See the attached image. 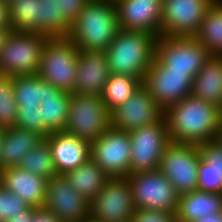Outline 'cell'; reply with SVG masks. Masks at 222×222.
I'll return each mask as SVG.
<instances>
[{
    "label": "cell",
    "instance_id": "36",
    "mask_svg": "<svg viewBox=\"0 0 222 222\" xmlns=\"http://www.w3.org/2000/svg\"><path fill=\"white\" fill-rule=\"evenodd\" d=\"M198 147L201 157L212 165L218 177L222 179V145L214 140L199 144Z\"/></svg>",
    "mask_w": 222,
    "mask_h": 222
},
{
    "label": "cell",
    "instance_id": "24",
    "mask_svg": "<svg viewBox=\"0 0 222 222\" xmlns=\"http://www.w3.org/2000/svg\"><path fill=\"white\" fill-rule=\"evenodd\" d=\"M70 93L57 89L45 81V96L39 110L45 127L52 132L64 131L68 119Z\"/></svg>",
    "mask_w": 222,
    "mask_h": 222
},
{
    "label": "cell",
    "instance_id": "16",
    "mask_svg": "<svg viewBox=\"0 0 222 222\" xmlns=\"http://www.w3.org/2000/svg\"><path fill=\"white\" fill-rule=\"evenodd\" d=\"M43 207L51 210L62 222H83L90 216V202L74 189L64 175L48 180Z\"/></svg>",
    "mask_w": 222,
    "mask_h": 222
},
{
    "label": "cell",
    "instance_id": "22",
    "mask_svg": "<svg viewBox=\"0 0 222 222\" xmlns=\"http://www.w3.org/2000/svg\"><path fill=\"white\" fill-rule=\"evenodd\" d=\"M191 95L222 105V56H210L193 79Z\"/></svg>",
    "mask_w": 222,
    "mask_h": 222
},
{
    "label": "cell",
    "instance_id": "39",
    "mask_svg": "<svg viewBox=\"0 0 222 222\" xmlns=\"http://www.w3.org/2000/svg\"><path fill=\"white\" fill-rule=\"evenodd\" d=\"M32 222H61L60 219L48 208L33 207Z\"/></svg>",
    "mask_w": 222,
    "mask_h": 222
},
{
    "label": "cell",
    "instance_id": "38",
    "mask_svg": "<svg viewBox=\"0 0 222 222\" xmlns=\"http://www.w3.org/2000/svg\"><path fill=\"white\" fill-rule=\"evenodd\" d=\"M89 0H58L59 12L72 24L80 15Z\"/></svg>",
    "mask_w": 222,
    "mask_h": 222
},
{
    "label": "cell",
    "instance_id": "48",
    "mask_svg": "<svg viewBox=\"0 0 222 222\" xmlns=\"http://www.w3.org/2000/svg\"><path fill=\"white\" fill-rule=\"evenodd\" d=\"M83 222H96V221L92 220V219L89 217V218H87L86 220H84Z\"/></svg>",
    "mask_w": 222,
    "mask_h": 222
},
{
    "label": "cell",
    "instance_id": "6",
    "mask_svg": "<svg viewBox=\"0 0 222 222\" xmlns=\"http://www.w3.org/2000/svg\"><path fill=\"white\" fill-rule=\"evenodd\" d=\"M111 126V115L101 95L70 93L64 132L93 142Z\"/></svg>",
    "mask_w": 222,
    "mask_h": 222
},
{
    "label": "cell",
    "instance_id": "27",
    "mask_svg": "<svg viewBox=\"0 0 222 222\" xmlns=\"http://www.w3.org/2000/svg\"><path fill=\"white\" fill-rule=\"evenodd\" d=\"M71 24L59 12L58 0H38V33L49 38L67 37Z\"/></svg>",
    "mask_w": 222,
    "mask_h": 222
},
{
    "label": "cell",
    "instance_id": "23",
    "mask_svg": "<svg viewBox=\"0 0 222 222\" xmlns=\"http://www.w3.org/2000/svg\"><path fill=\"white\" fill-rule=\"evenodd\" d=\"M222 212V193L195 190L179 195L177 222H193L203 216Z\"/></svg>",
    "mask_w": 222,
    "mask_h": 222
},
{
    "label": "cell",
    "instance_id": "45",
    "mask_svg": "<svg viewBox=\"0 0 222 222\" xmlns=\"http://www.w3.org/2000/svg\"><path fill=\"white\" fill-rule=\"evenodd\" d=\"M217 141L222 145V127H221V129L219 131V135L217 137Z\"/></svg>",
    "mask_w": 222,
    "mask_h": 222
},
{
    "label": "cell",
    "instance_id": "41",
    "mask_svg": "<svg viewBox=\"0 0 222 222\" xmlns=\"http://www.w3.org/2000/svg\"><path fill=\"white\" fill-rule=\"evenodd\" d=\"M32 206L23 211V214H17L11 217L7 222H32Z\"/></svg>",
    "mask_w": 222,
    "mask_h": 222
},
{
    "label": "cell",
    "instance_id": "15",
    "mask_svg": "<svg viewBox=\"0 0 222 222\" xmlns=\"http://www.w3.org/2000/svg\"><path fill=\"white\" fill-rule=\"evenodd\" d=\"M110 115L112 127L130 132L159 122L164 117V110L141 85L126 102L113 109Z\"/></svg>",
    "mask_w": 222,
    "mask_h": 222
},
{
    "label": "cell",
    "instance_id": "3",
    "mask_svg": "<svg viewBox=\"0 0 222 222\" xmlns=\"http://www.w3.org/2000/svg\"><path fill=\"white\" fill-rule=\"evenodd\" d=\"M157 37L144 31L120 29L105 50L110 73L143 81L156 54Z\"/></svg>",
    "mask_w": 222,
    "mask_h": 222
},
{
    "label": "cell",
    "instance_id": "33",
    "mask_svg": "<svg viewBox=\"0 0 222 222\" xmlns=\"http://www.w3.org/2000/svg\"><path fill=\"white\" fill-rule=\"evenodd\" d=\"M15 127L37 132L44 138L51 133L44 125L39 107H17Z\"/></svg>",
    "mask_w": 222,
    "mask_h": 222
},
{
    "label": "cell",
    "instance_id": "47",
    "mask_svg": "<svg viewBox=\"0 0 222 222\" xmlns=\"http://www.w3.org/2000/svg\"><path fill=\"white\" fill-rule=\"evenodd\" d=\"M215 2L222 8V0H216Z\"/></svg>",
    "mask_w": 222,
    "mask_h": 222
},
{
    "label": "cell",
    "instance_id": "10",
    "mask_svg": "<svg viewBox=\"0 0 222 222\" xmlns=\"http://www.w3.org/2000/svg\"><path fill=\"white\" fill-rule=\"evenodd\" d=\"M90 158L109 178H127L130 174L131 159L129 133L110 126L91 142Z\"/></svg>",
    "mask_w": 222,
    "mask_h": 222
},
{
    "label": "cell",
    "instance_id": "11",
    "mask_svg": "<svg viewBox=\"0 0 222 222\" xmlns=\"http://www.w3.org/2000/svg\"><path fill=\"white\" fill-rule=\"evenodd\" d=\"M155 56L171 71L189 72L194 78L211 55L195 37L160 35Z\"/></svg>",
    "mask_w": 222,
    "mask_h": 222
},
{
    "label": "cell",
    "instance_id": "1",
    "mask_svg": "<svg viewBox=\"0 0 222 222\" xmlns=\"http://www.w3.org/2000/svg\"><path fill=\"white\" fill-rule=\"evenodd\" d=\"M170 140L204 144L217 140L221 129L220 107L188 95L164 111Z\"/></svg>",
    "mask_w": 222,
    "mask_h": 222
},
{
    "label": "cell",
    "instance_id": "2",
    "mask_svg": "<svg viewBox=\"0 0 222 222\" xmlns=\"http://www.w3.org/2000/svg\"><path fill=\"white\" fill-rule=\"evenodd\" d=\"M120 30L114 0H89L67 36L85 51H105Z\"/></svg>",
    "mask_w": 222,
    "mask_h": 222
},
{
    "label": "cell",
    "instance_id": "12",
    "mask_svg": "<svg viewBox=\"0 0 222 222\" xmlns=\"http://www.w3.org/2000/svg\"><path fill=\"white\" fill-rule=\"evenodd\" d=\"M193 79L189 72L171 71L155 56L142 85L165 111L191 95Z\"/></svg>",
    "mask_w": 222,
    "mask_h": 222
},
{
    "label": "cell",
    "instance_id": "43",
    "mask_svg": "<svg viewBox=\"0 0 222 222\" xmlns=\"http://www.w3.org/2000/svg\"><path fill=\"white\" fill-rule=\"evenodd\" d=\"M12 28H0V51L6 42L7 36L11 32Z\"/></svg>",
    "mask_w": 222,
    "mask_h": 222
},
{
    "label": "cell",
    "instance_id": "50",
    "mask_svg": "<svg viewBox=\"0 0 222 222\" xmlns=\"http://www.w3.org/2000/svg\"><path fill=\"white\" fill-rule=\"evenodd\" d=\"M8 3H11L12 1H14V0H6Z\"/></svg>",
    "mask_w": 222,
    "mask_h": 222
},
{
    "label": "cell",
    "instance_id": "18",
    "mask_svg": "<svg viewBox=\"0 0 222 222\" xmlns=\"http://www.w3.org/2000/svg\"><path fill=\"white\" fill-rule=\"evenodd\" d=\"M76 76L73 93L101 95L110 76L105 51L79 49Z\"/></svg>",
    "mask_w": 222,
    "mask_h": 222
},
{
    "label": "cell",
    "instance_id": "25",
    "mask_svg": "<svg viewBox=\"0 0 222 222\" xmlns=\"http://www.w3.org/2000/svg\"><path fill=\"white\" fill-rule=\"evenodd\" d=\"M64 177L89 202L109 180V176L91 158L76 169L66 172Z\"/></svg>",
    "mask_w": 222,
    "mask_h": 222
},
{
    "label": "cell",
    "instance_id": "26",
    "mask_svg": "<svg viewBox=\"0 0 222 222\" xmlns=\"http://www.w3.org/2000/svg\"><path fill=\"white\" fill-rule=\"evenodd\" d=\"M211 56H222V8L214 2L194 36Z\"/></svg>",
    "mask_w": 222,
    "mask_h": 222
},
{
    "label": "cell",
    "instance_id": "5",
    "mask_svg": "<svg viewBox=\"0 0 222 222\" xmlns=\"http://www.w3.org/2000/svg\"><path fill=\"white\" fill-rule=\"evenodd\" d=\"M48 38L37 32L11 30L0 51V76L36 74Z\"/></svg>",
    "mask_w": 222,
    "mask_h": 222
},
{
    "label": "cell",
    "instance_id": "34",
    "mask_svg": "<svg viewBox=\"0 0 222 222\" xmlns=\"http://www.w3.org/2000/svg\"><path fill=\"white\" fill-rule=\"evenodd\" d=\"M29 207L23 199L0 185V219L3 222H7L17 214H23V211Z\"/></svg>",
    "mask_w": 222,
    "mask_h": 222
},
{
    "label": "cell",
    "instance_id": "13",
    "mask_svg": "<svg viewBox=\"0 0 222 222\" xmlns=\"http://www.w3.org/2000/svg\"><path fill=\"white\" fill-rule=\"evenodd\" d=\"M135 205L127 178H109L90 202V218L96 222L132 219Z\"/></svg>",
    "mask_w": 222,
    "mask_h": 222
},
{
    "label": "cell",
    "instance_id": "8",
    "mask_svg": "<svg viewBox=\"0 0 222 222\" xmlns=\"http://www.w3.org/2000/svg\"><path fill=\"white\" fill-rule=\"evenodd\" d=\"M198 145L170 142L162 155L159 170L179 195L198 189Z\"/></svg>",
    "mask_w": 222,
    "mask_h": 222
},
{
    "label": "cell",
    "instance_id": "46",
    "mask_svg": "<svg viewBox=\"0 0 222 222\" xmlns=\"http://www.w3.org/2000/svg\"><path fill=\"white\" fill-rule=\"evenodd\" d=\"M220 123H221V126H222V105L220 106Z\"/></svg>",
    "mask_w": 222,
    "mask_h": 222
},
{
    "label": "cell",
    "instance_id": "31",
    "mask_svg": "<svg viewBox=\"0 0 222 222\" xmlns=\"http://www.w3.org/2000/svg\"><path fill=\"white\" fill-rule=\"evenodd\" d=\"M8 11L13 31L38 33V0H14L8 3Z\"/></svg>",
    "mask_w": 222,
    "mask_h": 222
},
{
    "label": "cell",
    "instance_id": "4",
    "mask_svg": "<svg viewBox=\"0 0 222 222\" xmlns=\"http://www.w3.org/2000/svg\"><path fill=\"white\" fill-rule=\"evenodd\" d=\"M79 48L68 37L48 38L37 74L59 90L72 93L76 82Z\"/></svg>",
    "mask_w": 222,
    "mask_h": 222
},
{
    "label": "cell",
    "instance_id": "7",
    "mask_svg": "<svg viewBox=\"0 0 222 222\" xmlns=\"http://www.w3.org/2000/svg\"><path fill=\"white\" fill-rule=\"evenodd\" d=\"M136 209L177 212L179 194L159 169L127 177Z\"/></svg>",
    "mask_w": 222,
    "mask_h": 222
},
{
    "label": "cell",
    "instance_id": "14",
    "mask_svg": "<svg viewBox=\"0 0 222 222\" xmlns=\"http://www.w3.org/2000/svg\"><path fill=\"white\" fill-rule=\"evenodd\" d=\"M216 0H162V35L194 37Z\"/></svg>",
    "mask_w": 222,
    "mask_h": 222
},
{
    "label": "cell",
    "instance_id": "51",
    "mask_svg": "<svg viewBox=\"0 0 222 222\" xmlns=\"http://www.w3.org/2000/svg\"><path fill=\"white\" fill-rule=\"evenodd\" d=\"M0 185H1V169H0Z\"/></svg>",
    "mask_w": 222,
    "mask_h": 222
},
{
    "label": "cell",
    "instance_id": "40",
    "mask_svg": "<svg viewBox=\"0 0 222 222\" xmlns=\"http://www.w3.org/2000/svg\"><path fill=\"white\" fill-rule=\"evenodd\" d=\"M0 28H12L9 20L8 2L0 0Z\"/></svg>",
    "mask_w": 222,
    "mask_h": 222
},
{
    "label": "cell",
    "instance_id": "20",
    "mask_svg": "<svg viewBox=\"0 0 222 222\" xmlns=\"http://www.w3.org/2000/svg\"><path fill=\"white\" fill-rule=\"evenodd\" d=\"M48 179L19 166L1 170V185L29 206L43 207Z\"/></svg>",
    "mask_w": 222,
    "mask_h": 222
},
{
    "label": "cell",
    "instance_id": "35",
    "mask_svg": "<svg viewBox=\"0 0 222 222\" xmlns=\"http://www.w3.org/2000/svg\"><path fill=\"white\" fill-rule=\"evenodd\" d=\"M198 190L212 193H222V179L210 163L202 157L198 166Z\"/></svg>",
    "mask_w": 222,
    "mask_h": 222
},
{
    "label": "cell",
    "instance_id": "9",
    "mask_svg": "<svg viewBox=\"0 0 222 222\" xmlns=\"http://www.w3.org/2000/svg\"><path fill=\"white\" fill-rule=\"evenodd\" d=\"M128 133L131 141L130 174L159 169L165 148L171 142L165 117Z\"/></svg>",
    "mask_w": 222,
    "mask_h": 222
},
{
    "label": "cell",
    "instance_id": "17",
    "mask_svg": "<svg viewBox=\"0 0 222 222\" xmlns=\"http://www.w3.org/2000/svg\"><path fill=\"white\" fill-rule=\"evenodd\" d=\"M120 29L162 35V0H114Z\"/></svg>",
    "mask_w": 222,
    "mask_h": 222
},
{
    "label": "cell",
    "instance_id": "44",
    "mask_svg": "<svg viewBox=\"0 0 222 222\" xmlns=\"http://www.w3.org/2000/svg\"><path fill=\"white\" fill-rule=\"evenodd\" d=\"M5 132H6V129L3 127H0V151H1V146L3 144V140L5 137Z\"/></svg>",
    "mask_w": 222,
    "mask_h": 222
},
{
    "label": "cell",
    "instance_id": "29",
    "mask_svg": "<svg viewBox=\"0 0 222 222\" xmlns=\"http://www.w3.org/2000/svg\"><path fill=\"white\" fill-rule=\"evenodd\" d=\"M18 166L48 180L58 175L53 161L52 149L46 139L31 149L22 158Z\"/></svg>",
    "mask_w": 222,
    "mask_h": 222
},
{
    "label": "cell",
    "instance_id": "42",
    "mask_svg": "<svg viewBox=\"0 0 222 222\" xmlns=\"http://www.w3.org/2000/svg\"><path fill=\"white\" fill-rule=\"evenodd\" d=\"M193 222H222V212L203 216L202 218L196 219Z\"/></svg>",
    "mask_w": 222,
    "mask_h": 222
},
{
    "label": "cell",
    "instance_id": "37",
    "mask_svg": "<svg viewBox=\"0 0 222 222\" xmlns=\"http://www.w3.org/2000/svg\"><path fill=\"white\" fill-rule=\"evenodd\" d=\"M132 222H177V216L170 211L135 209Z\"/></svg>",
    "mask_w": 222,
    "mask_h": 222
},
{
    "label": "cell",
    "instance_id": "21",
    "mask_svg": "<svg viewBox=\"0 0 222 222\" xmlns=\"http://www.w3.org/2000/svg\"><path fill=\"white\" fill-rule=\"evenodd\" d=\"M45 138L37 132L20 127L6 129L0 151V169L16 167L22 158Z\"/></svg>",
    "mask_w": 222,
    "mask_h": 222
},
{
    "label": "cell",
    "instance_id": "30",
    "mask_svg": "<svg viewBox=\"0 0 222 222\" xmlns=\"http://www.w3.org/2000/svg\"><path fill=\"white\" fill-rule=\"evenodd\" d=\"M17 107H39L45 96V81L36 73L13 77Z\"/></svg>",
    "mask_w": 222,
    "mask_h": 222
},
{
    "label": "cell",
    "instance_id": "28",
    "mask_svg": "<svg viewBox=\"0 0 222 222\" xmlns=\"http://www.w3.org/2000/svg\"><path fill=\"white\" fill-rule=\"evenodd\" d=\"M141 85L142 80L136 76L110 73L103 87L101 98L111 112L126 102Z\"/></svg>",
    "mask_w": 222,
    "mask_h": 222
},
{
    "label": "cell",
    "instance_id": "32",
    "mask_svg": "<svg viewBox=\"0 0 222 222\" xmlns=\"http://www.w3.org/2000/svg\"><path fill=\"white\" fill-rule=\"evenodd\" d=\"M17 103L15 99L13 77L0 76V127H15Z\"/></svg>",
    "mask_w": 222,
    "mask_h": 222
},
{
    "label": "cell",
    "instance_id": "49",
    "mask_svg": "<svg viewBox=\"0 0 222 222\" xmlns=\"http://www.w3.org/2000/svg\"><path fill=\"white\" fill-rule=\"evenodd\" d=\"M119 222H132V219L123 220V221H119Z\"/></svg>",
    "mask_w": 222,
    "mask_h": 222
},
{
    "label": "cell",
    "instance_id": "19",
    "mask_svg": "<svg viewBox=\"0 0 222 222\" xmlns=\"http://www.w3.org/2000/svg\"><path fill=\"white\" fill-rule=\"evenodd\" d=\"M51 149L58 175L76 169L90 159L91 142L67 132H52L45 138Z\"/></svg>",
    "mask_w": 222,
    "mask_h": 222
}]
</instances>
